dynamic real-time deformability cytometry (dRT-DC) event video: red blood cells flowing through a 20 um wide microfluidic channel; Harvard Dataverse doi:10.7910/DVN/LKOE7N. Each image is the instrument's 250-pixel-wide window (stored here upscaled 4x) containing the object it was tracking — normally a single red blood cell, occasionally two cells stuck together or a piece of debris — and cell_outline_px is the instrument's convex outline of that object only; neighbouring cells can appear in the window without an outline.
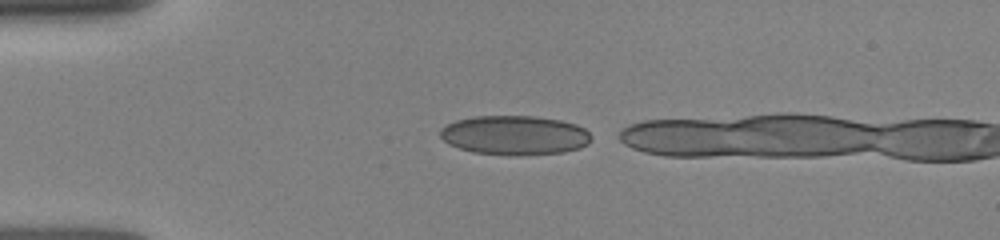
{"species": "human", "species_latin": "Homo sapiens", "temperature_condition": "room temperature", "stored_images_in_passage": 3, "camera_frame_rate_fps": 3000, "um_per_image_px": 0.085, "donor": {"sex": "female"}, "frame": {"image": 1, "passage_image": 1, "time_ms": 0.0, "image_size_px": [1000, 240], "cell_outline_px": [[592, 140], [588, 144], [580, 148], [564, 152], [512, 156], [508, 156], [472, 152], [448, 144], [440, 136], [440, 128], [456, 120], [472, 116], [536, 116], [560, 120], [576, 124], [584, 128], [592, 136]], "centroid_in_image_um": [43.75, 11.5], "position_along_channel_um": 41.2, "area_um2": 34.97}}